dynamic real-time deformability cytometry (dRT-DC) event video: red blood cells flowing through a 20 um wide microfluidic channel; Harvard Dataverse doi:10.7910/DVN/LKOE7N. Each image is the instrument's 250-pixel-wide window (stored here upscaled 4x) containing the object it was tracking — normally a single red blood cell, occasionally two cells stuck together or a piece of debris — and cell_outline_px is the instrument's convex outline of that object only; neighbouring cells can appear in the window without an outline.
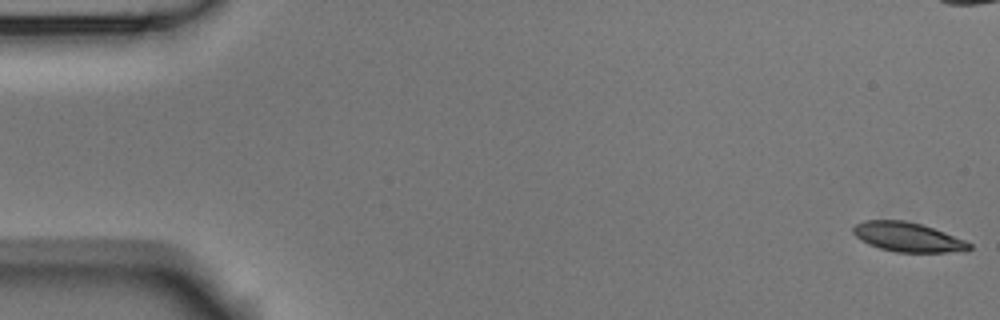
{"species": "Egyptian fruit bat (a non-hibernating species)", "species_latin": "Rousettus aegyptiacus", "temperature_condition": "room temperature", "stored_images_in_passage": 7, "camera_frame_rate_fps": 3000, "um_per_image_px": 0.085, "animal": {"sex": "male"}, "frame": {"image": 1, "passage_image": 1, "time_ms": 0.0, "image_size_px": [1000, 320], "cell_outline_px": [[972, 248], [968, 252], [896, 252], [880, 248], [868, 244], [860, 240], [852, 232], [852, 228], [856, 224], [864, 220], [904, 220], [920, 224], [944, 232], [964, 240], [972, 244]], "centroid_in_image_um": [77.17, 20.16], "position_along_channel_um": 7.8, "area_um2": 19.94}}
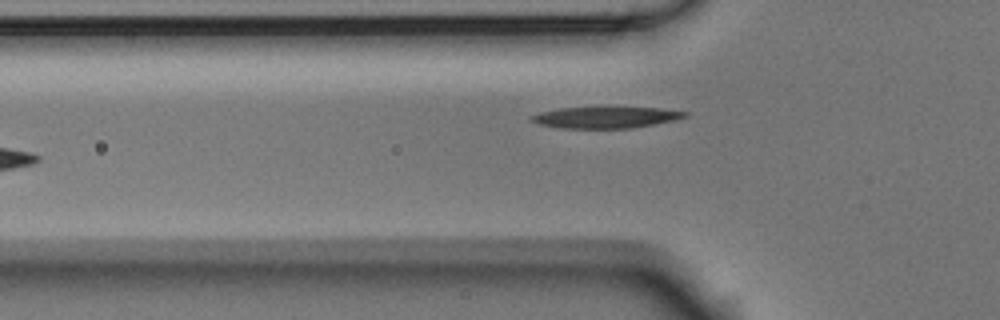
{"frame": {"image": 2, "passage_image": 7, "time_ms": 2.0, "image_size_px": [1000, 320], "cell_outline_px": [[688, 116], [672, 120], [632, 128], [560, 128], [536, 124], [528, 120], [528, 116], [540, 112], [560, 108], [660, 108], [688, 112]], "centroid_in_image_um": [51.38, 9.99], "position_along_channel_um": 74.4, "area_um2": 18.9}}